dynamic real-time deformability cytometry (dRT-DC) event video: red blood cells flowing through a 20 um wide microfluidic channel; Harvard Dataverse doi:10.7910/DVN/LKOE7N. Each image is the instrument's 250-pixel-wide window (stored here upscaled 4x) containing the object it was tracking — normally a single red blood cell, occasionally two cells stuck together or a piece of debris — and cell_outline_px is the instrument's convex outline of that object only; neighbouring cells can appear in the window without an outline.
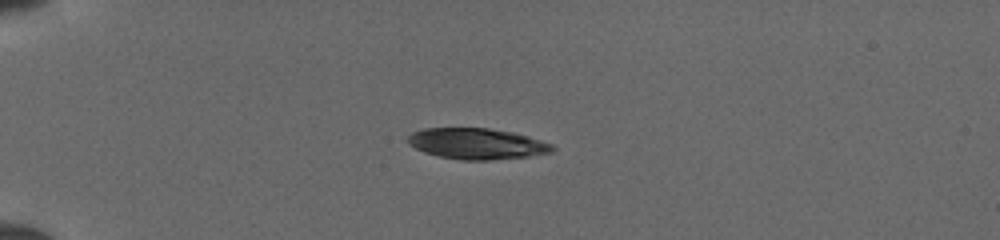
{"species": "common noctule bat (a hibernating species)", "species_latin": "Nyctalus noctula", "temperature_condition": "cold", "stored_images_in_passage": 45, "camera_frame_rate_fps": 3000, "um_per_image_px": 0.085, "animal": {"sex": "female", "body_mass_g": 19.5, "forearm_length_mm": 54.1}, "frame": {"image": 1, "passage_image": 14, "time_ms": 4.333, "image_size_px": [1000, 240], "cell_outline_px": [[556, 148], [552, 152], [528, 156], [488, 160], [460, 160], [440, 156], [424, 152], [408, 144], [408, 136], [412, 132], [424, 128], [488, 128], [512, 132], [528, 136], [552, 144]], "centroid_in_image_um": [40.53, 12.21], "position_along_channel_um": 44.5, "area_um2": 25.95}}
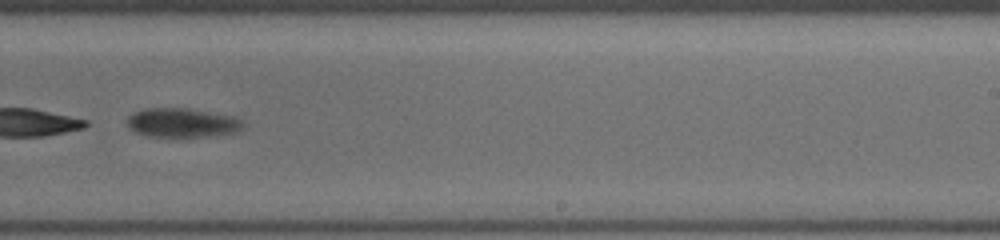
{"frame": {"image": 2, "passage_image": 34, "time_ms": 11.0, "image_size_px": [1000, 240], "cell_outline_px": [[244, 124], [236, 132], [212, 136], [148, 136], [136, 132], [128, 128], [128, 116], [132, 112], [144, 108], [184, 108], [232, 116], [244, 120]], "centroid_in_image_um": [15.45, 10.43], "position_along_channel_um": 273.5, "area_um2": 19.54}}
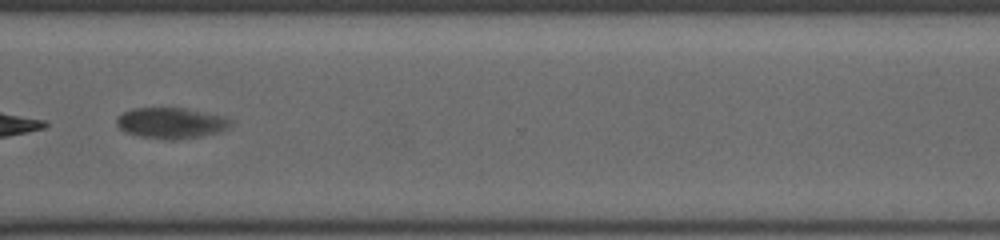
{"frame": {"image": 3, "passage_image": 40, "time_ms": 13.0, "image_size_px": [1000, 240], "cell_outline_px": [[236, 120], [228, 128], [220, 132], [200, 136], [172, 140], [168, 140], [140, 136], [128, 132], [120, 128], [116, 124], [116, 116], [132, 108], [184, 108], [224, 116]], "centroid_in_image_um": [14.58, 10.45], "position_along_channel_um": 356.0, "area_um2": 20.58}}